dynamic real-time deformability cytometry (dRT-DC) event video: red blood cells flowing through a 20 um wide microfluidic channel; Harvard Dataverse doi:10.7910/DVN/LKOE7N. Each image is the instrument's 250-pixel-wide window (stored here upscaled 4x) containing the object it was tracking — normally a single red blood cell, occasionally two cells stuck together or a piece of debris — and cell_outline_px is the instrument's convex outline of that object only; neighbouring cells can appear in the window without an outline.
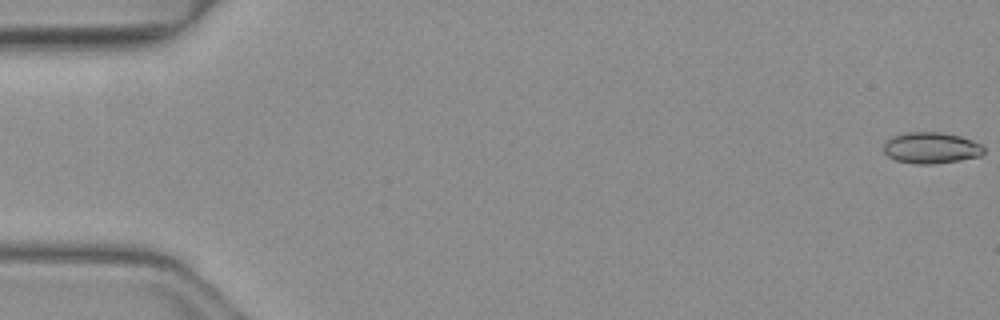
{"species": "common noctule bat (a hibernating species)", "species_latin": "Nyctalus noctula", "temperature_condition": "warm", "stored_images_in_passage": 46, "camera_frame_rate_fps": 3000, "um_per_image_px": 0.085, "animal": {"sex": "female", "body_mass_g": 19.3, "forearm_length_mm": 54.1}, "frame": {"image": 1, "passage_image": 1, "time_ms": 0.0, "image_size_px": [1000, 320], "cell_outline_px": [[984, 152], [980, 156], [932, 164], [916, 164], [896, 160], [888, 156], [884, 152], [884, 144], [892, 136], [904, 132], [940, 132], [960, 136], [984, 144]], "centroid_in_image_um": [79.15, 12.56], "position_along_channel_um": 5.8, "area_um2": 18.21}}
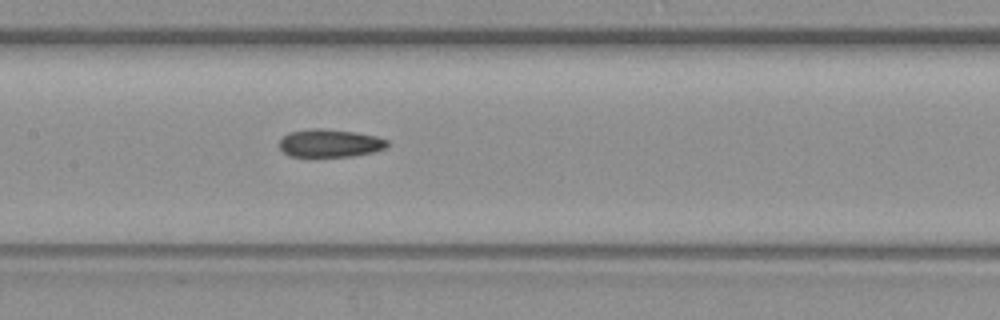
{"frame": {"image": 2, "passage_image": 25, "time_ms": 8.0, "image_size_px": [1000, 320], "cell_outline_px": [[388, 148], [372, 152], [352, 156], [288, 156], [280, 148], [280, 140], [288, 132], [312, 128], [320, 128], [356, 132], [376, 136], [388, 140]], "centroid_in_image_um": [28.06, 12.16], "position_along_channel_um": 179.3, "area_um2": 17.57}}
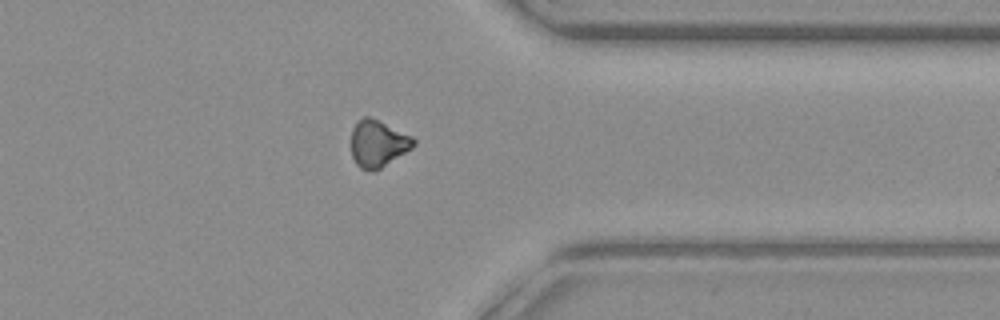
{"frame": {"image": 3, "passage_image": 40, "time_ms": 13.0, "image_size_px": [1000, 320], "cell_outline_px": [[416, 144], [412, 148], [376, 172], [368, 172], [360, 168], [356, 164], [352, 156], [352, 128], [364, 116], [368, 116], [412, 136], [416, 140]], "centroid_in_image_um": [32.13, 12.25], "position_along_channel_um": 379.3, "area_um2": 17.05}}